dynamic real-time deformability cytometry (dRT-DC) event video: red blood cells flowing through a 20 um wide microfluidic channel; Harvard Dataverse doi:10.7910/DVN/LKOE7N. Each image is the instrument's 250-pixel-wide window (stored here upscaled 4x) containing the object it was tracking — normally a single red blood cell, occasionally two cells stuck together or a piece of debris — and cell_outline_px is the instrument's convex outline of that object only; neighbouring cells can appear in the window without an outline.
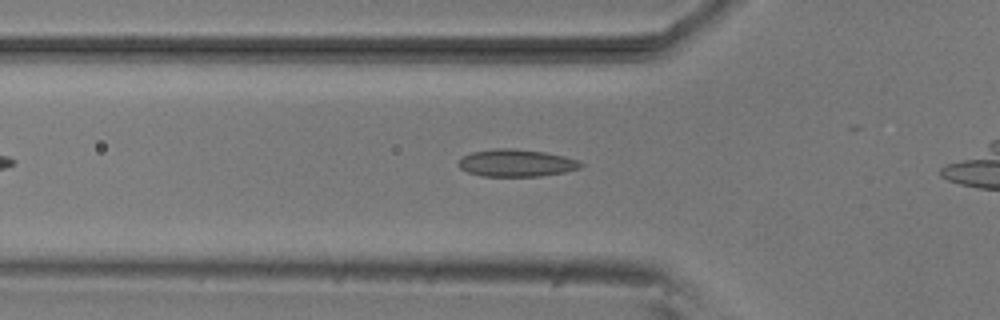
{"species": "common noctule bat (a hibernating species)", "species_latin": "Nyctalus noctula", "temperature_condition": "room temperature", "stored_images_in_passage": 33, "camera_frame_rate_fps": 3000, "um_per_image_px": 0.085, "animal": {"sex": "male", "body_mass_g": 20.5, "forearm_length_mm": 52.5}, "frame": {"image": 1, "passage_image": 10, "time_ms": 3.0, "image_size_px": [1000, 320], "cell_outline_px": [[584, 164], [580, 168], [564, 172], [540, 176], [480, 176], [468, 172], [460, 168], [456, 164], [464, 156], [472, 152], [492, 148], [512, 148], [544, 152], [564, 156], [580, 160]], "centroid_in_image_um": [43.89, 13.85], "position_along_channel_um": 81.9, "area_um2": 19.54}}
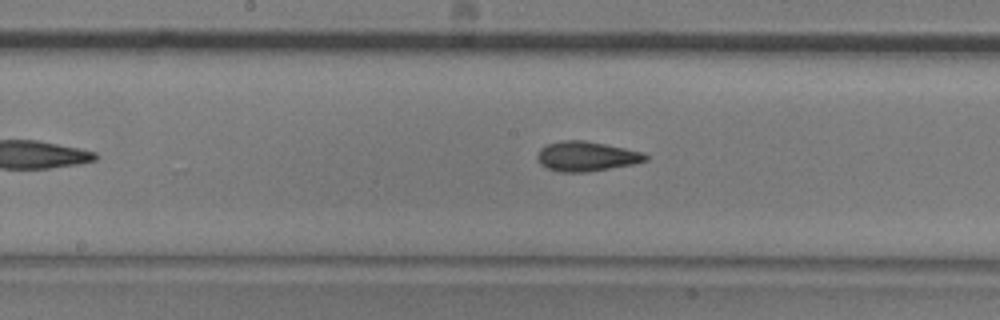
{"frame": {"image": 2, "passage_image": 19, "time_ms": 6.0, "image_size_px": [1000, 320], "cell_outline_px": [[648, 160], [636, 164], [588, 172], [560, 172], [548, 168], [540, 164], [536, 156], [540, 148], [544, 144], [560, 140], [584, 140], [644, 152], [648, 156]], "centroid_in_image_um": [49.84, 13.28], "position_along_channel_um": 198.4, "area_um2": 19.02}}
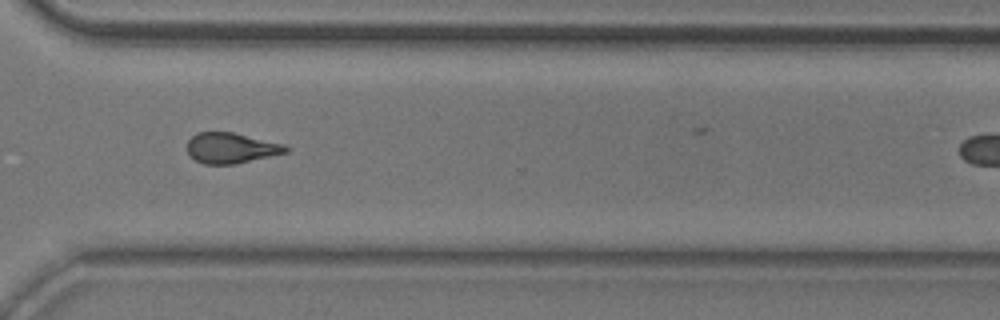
{"frame": {"image": 3, "passage_image": 31, "time_ms": 10.0, "image_size_px": [1000, 320], "cell_outline_px": [[292, 148], [288, 152], [236, 164], [204, 164], [188, 156], [188, 140], [196, 132], [232, 132], [284, 144]], "centroid_in_image_um": [19.65, 12.58], "position_along_channel_um": 350.9, "area_um2": 17.63}}